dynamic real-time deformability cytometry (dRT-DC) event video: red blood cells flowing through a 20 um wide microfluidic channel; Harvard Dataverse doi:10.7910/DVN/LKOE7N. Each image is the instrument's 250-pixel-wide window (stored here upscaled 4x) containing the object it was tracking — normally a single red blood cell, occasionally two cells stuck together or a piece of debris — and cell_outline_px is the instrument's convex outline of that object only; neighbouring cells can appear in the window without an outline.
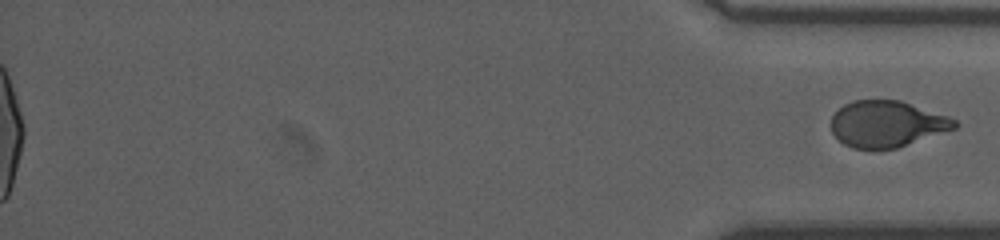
{"species": "human", "species_latin": "Homo sapiens", "temperature_condition": "room temperature", "stored_images_in_passage": 44, "segment_of_instrument_passage": [2, 2], "camera_frame_rate_fps": 3000, "um_per_image_px": 0.085, "donor": {"sex": "male"}, "frame": {"image": 1, "passage_image": 44, "time_ms": 14.333, "image_size_px": [1000, 240], "cell_outline_px": [[960, 124], [956, 128], [896, 148], [852, 148], [844, 144], [832, 132], [832, 116], [844, 104], [852, 100], [900, 100], [948, 116], [956, 120]], "centroid_in_image_um": [75.4, 10.52], "position_along_channel_um": 359.8, "area_um2": 33.0}}